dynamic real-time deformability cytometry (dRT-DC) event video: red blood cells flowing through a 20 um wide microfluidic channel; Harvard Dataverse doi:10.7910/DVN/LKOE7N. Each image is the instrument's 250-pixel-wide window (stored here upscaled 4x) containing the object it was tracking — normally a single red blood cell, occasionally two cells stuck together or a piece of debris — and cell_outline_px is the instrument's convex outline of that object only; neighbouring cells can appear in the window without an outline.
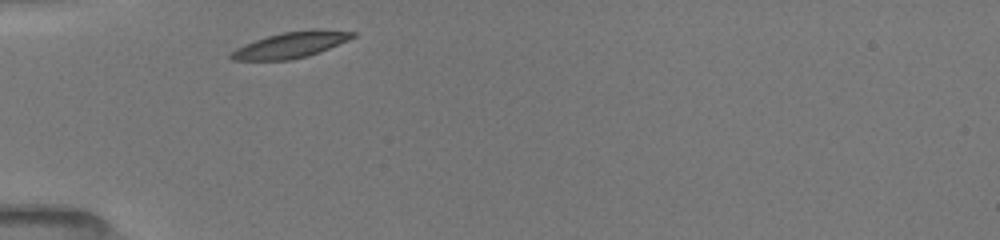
{"species": "common noctule bat (a hibernating species)", "species_latin": "Nyctalus noctula", "temperature_condition": "room temperature", "stored_images_in_passage": 2, "camera_frame_rate_fps": 3000, "um_per_image_px": 0.085, "animal": {"sex": "female", "body_mass_g": 19.5, "forearm_length_mm": 54.1}, "frame": {"image": 1, "passage_image": 1, "time_ms": 0.0, "image_size_px": [1000, 240], "cell_outline_px": [[356, 36], [348, 40], [320, 52], [308, 56], [292, 60], [232, 60], [228, 56], [236, 48], [244, 44], [268, 36], [284, 32], [312, 28], [316, 28], [356, 32]], "centroid_in_image_um": [24.75, 3.81], "position_along_channel_um": 60.2, "area_um2": 18.5}}
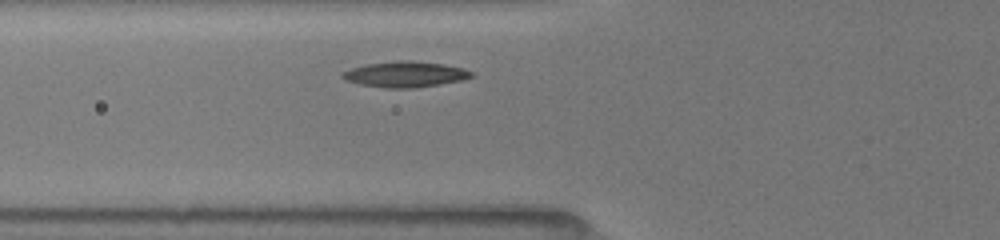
{"frame": {"image": 2, "passage_image": 2, "time_ms": 1.0, "image_size_px": [1000, 240], "cell_outline_px": [[472, 76], [460, 80], [440, 84], [412, 88], [384, 88], [360, 84], [344, 80], [340, 76], [340, 72], [352, 68], [368, 64], [396, 60], [408, 60], [444, 64], [464, 68], [472, 72]], "centroid_in_image_um": [34.39, 6.31], "position_along_channel_um": 91.4, "area_um2": 19.31}}